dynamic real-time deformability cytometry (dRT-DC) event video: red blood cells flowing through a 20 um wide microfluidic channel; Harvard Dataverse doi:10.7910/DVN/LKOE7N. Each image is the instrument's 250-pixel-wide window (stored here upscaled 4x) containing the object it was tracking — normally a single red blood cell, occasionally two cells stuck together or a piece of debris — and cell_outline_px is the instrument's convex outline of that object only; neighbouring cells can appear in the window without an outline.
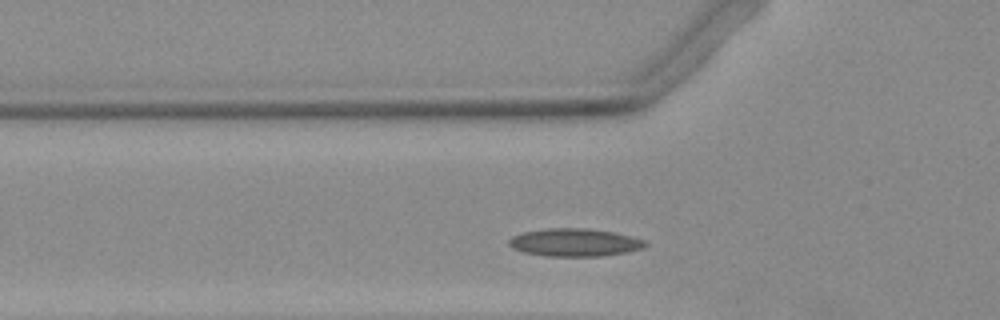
{"species": "Egyptian fruit bat (a non-hibernating species)", "species_latin": "Rousettus aegyptiacus", "temperature_condition": "warm", "stored_images_in_passage": 31, "camera_frame_rate_fps": 3000, "um_per_image_px": 0.085, "animal": {"sex": "female"}, "frame": {"image": 1, "passage_image": 7, "time_ms": 2.0, "image_size_px": [1000, 320], "cell_outline_px": [[648, 244], [644, 248], [628, 252], [600, 256], [548, 256], [524, 252], [512, 248], [508, 244], [508, 240], [512, 236], [524, 232], [548, 228], [588, 228], [612, 232], [644, 240]], "centroid_in_image_um": [48.83, 20.61], "position_along_channel_um": 77.0, "area_um2": 22.02}}
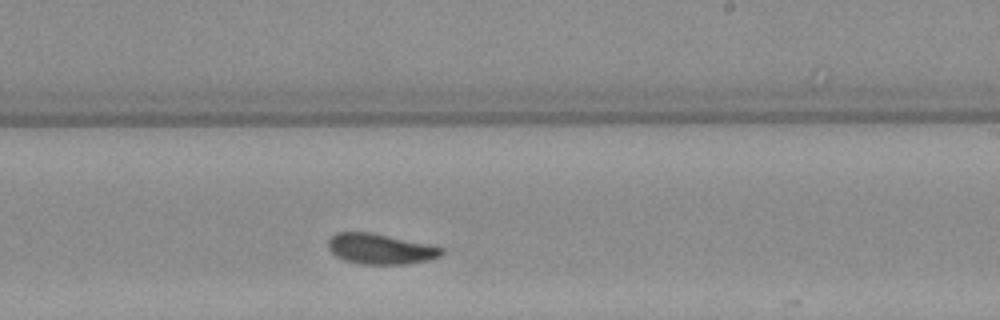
{"frame": {"image": 2, "passage_image": 21, "time_ms": 6.667, "image_size_px": [1000, 320], "cell_outline_px": [[444, 252], [440, 256], [428, 260], [404, 264], [360, 264], [344, 260], [336, 256], [328, 248], [328, 240], [336, 232], [372, 232], [428, 244], [444, 248]], "centroid_in_image_um": [32.32, 21.15], "position_along_channel_um": 256.7, "area_um2": 20.11}}
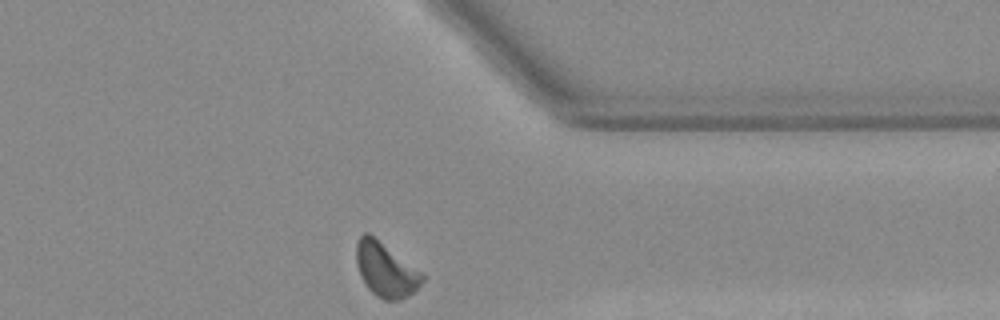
{"frame": {"image": 3, "passage_image": 31, "time_ms": 10.0, "image_size_px": [1000, 320], "cell_outline_px": [[428, 276], [408, 296], [400, 300], [384, 300], [376, 296], [368, 288], [360, 276], [356, 264], [356, 244], [360, 236], [364, 232], [368, 232]], "centroid_in_image_um": [32.79, 22.93], "position_along_channel_um": 378.6, "area_um2": 20.92}}